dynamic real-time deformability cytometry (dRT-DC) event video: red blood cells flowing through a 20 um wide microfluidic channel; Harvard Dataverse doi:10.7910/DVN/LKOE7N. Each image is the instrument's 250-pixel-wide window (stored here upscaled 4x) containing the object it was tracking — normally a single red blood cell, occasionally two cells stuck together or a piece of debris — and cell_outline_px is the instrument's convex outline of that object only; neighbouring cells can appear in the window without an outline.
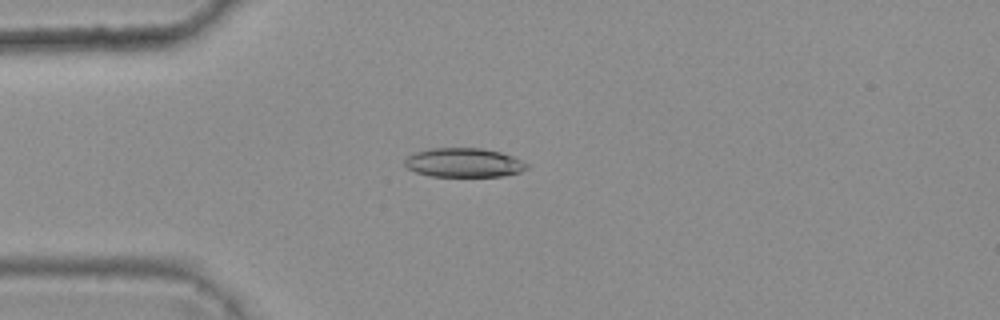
{"species": "common noctule bat (a hibernating species)", "species_latin": "Nyctalus noctula", "temperature_condition": "warm", "stored_images_in_passage": 6, "camera_frame_rate_fps": 3000, "um_per_image_px": 0.085, "animal": {"sex": "female", "body_mass_g": 25.1}, "frame": {"image": 1, "passage_image": 4, "time_ms": 1.0, "image_size_px": [1000, 320], "cell_outline_px": [[528, 168], [520, 172], [500, 176], [432, 176], [416, 172], [408, 168], [404, 164], [404, 160], [408, 156], [416, 152], [428, 148], [480, 148], [500, 152], [512, 156], [528, 164]], "centroid_in_image_um": [39.41, 13.82], "position_along_channel_um": 45.6, "area_um2": 20.58}}
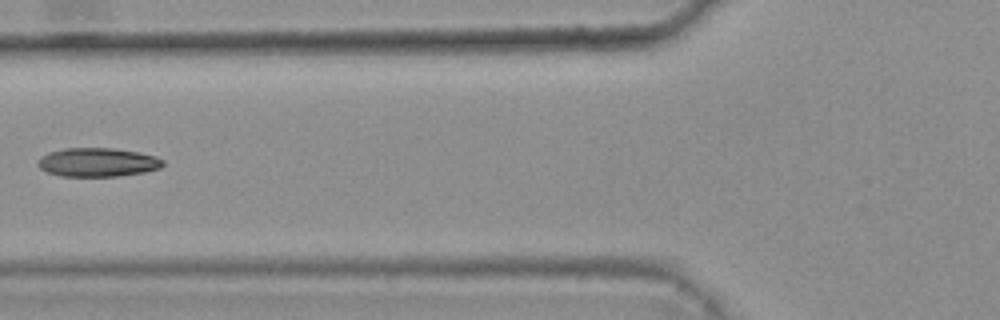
{"frame": {"image": 2, "passage_image": 6, "time_ms": 1.667, "image_size_px": [1000, 320], "cell_outline_px": [[164, 164], [160, 168], [144, 172], [120, 176], [60, 176], [48, 172], [40, 168], [36, 164], [40, 156], [48, 152], [64, 148], [112, 148], [136, 152], [156, 156], [164, 160]], "centroid_in_image_um": [8.28, 13.79], "position_along_channel_um": 117.5, "area_um2": 21.04}}